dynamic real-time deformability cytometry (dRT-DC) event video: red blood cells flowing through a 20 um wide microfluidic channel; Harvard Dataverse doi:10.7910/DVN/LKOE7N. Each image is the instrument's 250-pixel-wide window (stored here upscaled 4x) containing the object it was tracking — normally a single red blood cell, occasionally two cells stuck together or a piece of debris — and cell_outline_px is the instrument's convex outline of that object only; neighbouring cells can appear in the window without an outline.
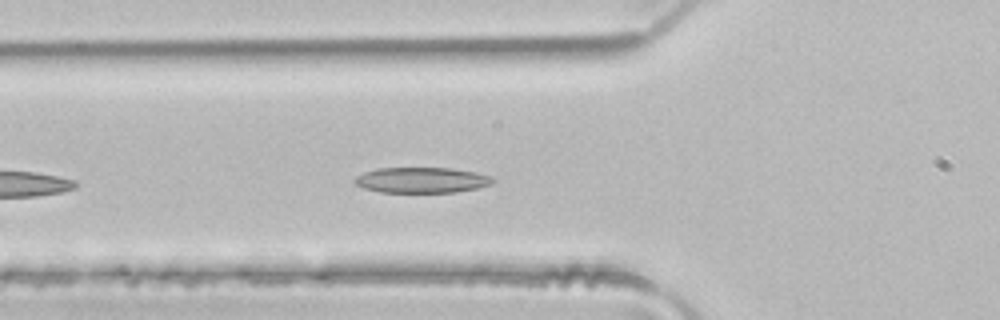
{"species": "common noctule bat (a hibernating species)", "species_latin": "Nyctalus noctula", "temperature_condition": "room temperature", "stored_images_in_passage": 11, "camera_frame_rate_fps": 3000, "um_per_image_px": 0.085, "animal": {"sex": "male", "body_mass_g": 21.5, "forearm_length_mm": 52.0}, "frame": {"image": 1, "passage_image": 5, "time_ms": 1.333, "image_size_px": [1000, 320], "cell_outline_px": [[496, 180], [492, 184], [476, 188], [456, 192], [380, 192], [364, 188], [356, 184], [352, 180], [356, 176], [364, 172], [376, 168], [448, 168], [472, 172], [492, 176]], "centroid_in_image_um": [35.82, 15.31], "position_along_channel_um": 90.0, "area_um2": 20.52}}